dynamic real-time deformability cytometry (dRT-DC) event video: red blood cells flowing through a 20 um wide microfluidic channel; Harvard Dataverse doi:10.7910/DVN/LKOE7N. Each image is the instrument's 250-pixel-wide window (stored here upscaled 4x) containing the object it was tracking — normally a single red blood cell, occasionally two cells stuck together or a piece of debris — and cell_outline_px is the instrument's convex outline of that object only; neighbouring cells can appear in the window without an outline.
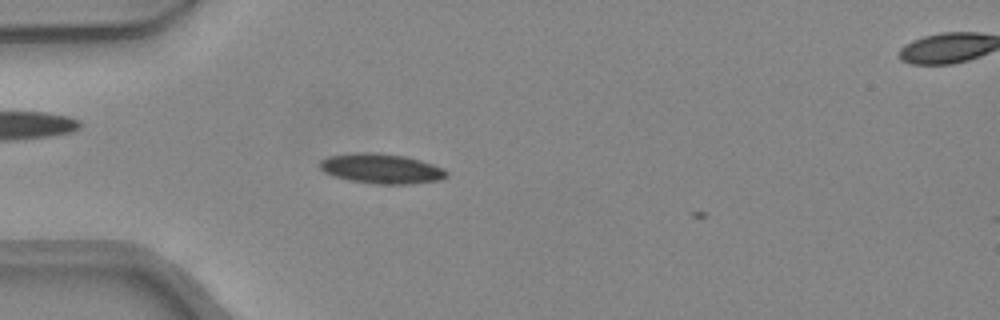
{"species": "common noctule bat (a hibernating species)", "species_latin": "Nyctalus noctula", "temperature_condition": "warm", "stored_images_in_passage": 6, "camera_frame_rate_fps": 3000, "um_per_image_px": 0.085, "animal": {"sex": "female", "body_mass_g": 24.6, "forearm_length_mm": 56.2}, "frame": {"image": 1, "passage_image": 5, "time_ms": 1.333, "image_size_px": [1000, 320], "cell_outline_px": [[448, 176], [440, 180], [412, 184], [372, 184], [348, 180], [332, 176], [324, 172], [320, 168], [320, 160], [328, 156], [356, 152], [376, 152], [404, 156], [420, 160], [444, 168], [448, 172]], "centroid_in_image_um": [32.41, 14.34], "position_along_channel_um": 52.6, "area_um2": 22.37}}